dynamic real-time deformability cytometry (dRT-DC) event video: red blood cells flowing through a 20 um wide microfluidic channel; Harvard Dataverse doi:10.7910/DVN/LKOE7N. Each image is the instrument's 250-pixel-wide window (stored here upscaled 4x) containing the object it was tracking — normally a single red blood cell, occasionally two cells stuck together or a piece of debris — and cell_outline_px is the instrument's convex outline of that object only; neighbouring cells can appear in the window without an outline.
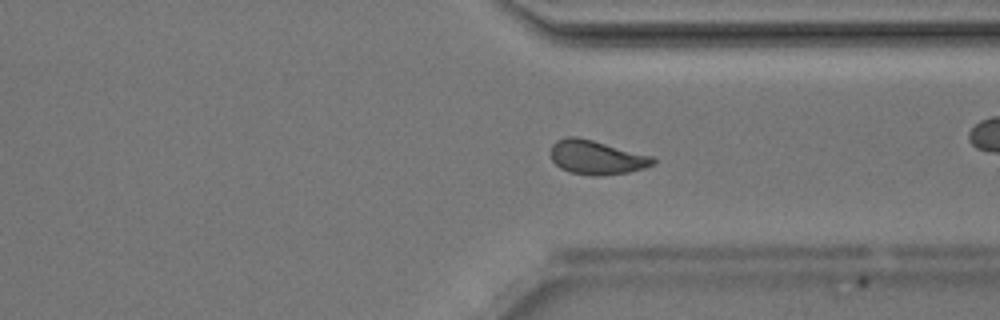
{"species": "Egyptian fruit bat (a non-hibernating species)", "species_latin": "Rousettus aegyptiacus", "temperature_condition": "room temperature", "stored_images_in_passage": 46, "camera_frame_rate_fps": 3000, "um_per_image_px": 0.085, "animal": {"sex": "male"}, "frame": {"image": 1, "passage_image": 33, "time_ms": 10.667, "image_size_px": [1000, 320], "cell_outline_px": [[656, 164], [644, 168], [628, 172], [600, 176], [596, 176], [568, 172], [560, 168], [552, 160], [552, 144], [556, 140], [568, 136], [576, 136], [592, 140], [652, 156], [656, 160]], "centroid_in_image_um": [50.71, 13.38], "position_along_channel_um": 360.7, "area_um2": 20.23}, "authors_computed_cell_mechanics": {"area_um2": 20.23, "velocity_mm_per_s": 4.1945, "shape_relaxation_time_tau1_ms": 4.0895, "shape_relaxation_time_tau2_ms": 1.1701, "deformation_change_tau1": 0.1193, "deformation_change_tau2": 0.0417}}